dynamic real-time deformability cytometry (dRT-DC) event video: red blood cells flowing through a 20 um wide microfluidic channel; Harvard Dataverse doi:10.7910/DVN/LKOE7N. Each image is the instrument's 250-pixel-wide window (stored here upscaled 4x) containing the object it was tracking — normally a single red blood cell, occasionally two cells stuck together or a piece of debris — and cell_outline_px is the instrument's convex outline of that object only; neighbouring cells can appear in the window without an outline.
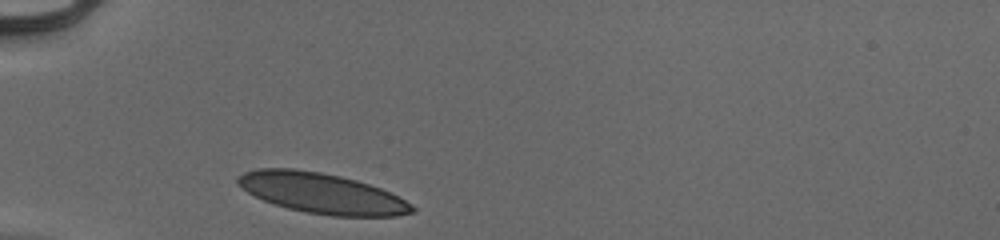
{"species": "human", "species_latin": "Homo sapiens", "temperature_condition": "cold", "stored_images_in_passage": 28, "camera_frame_rate_fps": 3000, "um_per_image_px": 0.085, "donor": {"sex": "male"}, "frame": {"image": 1, "passage_image": 1, "time_ms": 0.0, "image_size_px": [1000, 240], "cell_outline_px": [[416, 212], [396, 216], [332, 216], [308, 212], [288, 208], [264, 200], [248, 192], [236, 184], [236, 176], [244, 172], [260, 168], [292, 168], [320, 172], [340, 176], [356, 180], [380, 188], [412, 204], [416, 208]], "centroid_in_image_um": [27.34, 16.42], "position_along_channel_um": 57.7, "area_um2": 40.75}}
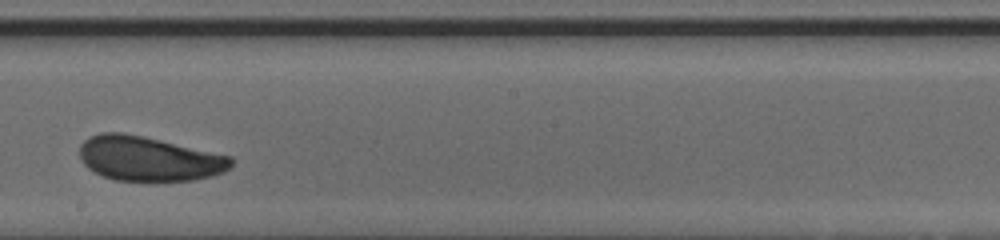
{"frame": {"image": 2, "passage_image": 16, "time_ms": 5.0, "image_size_px": [1000, 240], "cell_outline_px": [[232, 164], [224, 172], [212, 176], [192, 180], [116, 180], [104, 176], [88, 168], [80, 160], [80, 144], [88, 136], [100, 132], [120, 132], [144, 136], [232, 156]], "centroid_in_image_um": [12.63, 13.47], "position_along_channel_um": 235.6, "area_um2": 39.3}}
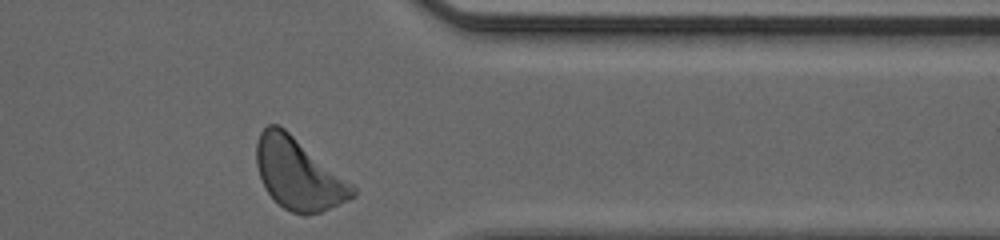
{"frame": {"image": 3, "passage_image": 28, "time_ms": 9.0, "image_size_px": [1000, 240], "cell_outline_px": [[356, 196], [348, 200], [320, 212], [304, 216], [292, 212], [284, 208], [264, 188], [256, 164], [256, 144], [260, 132], [268, 124], [276, 124], [284, 128], [352, 184], [356, 188]], "centroid_in_image_um": [25.35, 14.79], "position_along_channel_um": 386.1, "area_um2": 39.48}, "authors_computed_cell_mechanics": {"area_um2": 39.3907, "velocity_mm_per_s": 3.882, "shape_relaxation_time_tau1_ms": 2.8769, "shape_relaxation_time_tau2_ms": 0.6769, "deformation_change_tau1": 0.0885, "deformation_change_tau2": 0.0386}}